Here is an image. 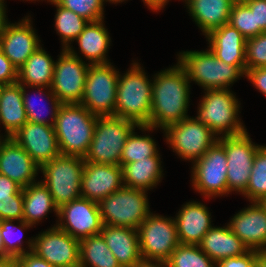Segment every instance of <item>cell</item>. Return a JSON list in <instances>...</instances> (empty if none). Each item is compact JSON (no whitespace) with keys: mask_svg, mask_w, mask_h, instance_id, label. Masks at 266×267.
<instances>
[{"mask_svg":"<svg viewBox=\"0 0 266 267\" xmlns=\"http://www.w3.org/2000/svg\"><path fill=\"white\" fill-rule=\"evenodd\" d=\"M154 76L150 127H137L144 132L153 131L157 127L164 130L188 117L190 81L185 70L177 63Z\"/></svg>","mask_w":266,"mask_h":267,"instance_id":"1","label":"cell"},{"mask_svg":"<svg viewBox=\"0 0 266 267\" xmlns=\"http://www.w3.org/2000/svg\"><path fill=\"white\" fill-rule=\"evenodd\" d=\"M139 63L123 76L119 74L115 116L134 121L138 126L150 127L152 107V82Z\"/></svg>","mask_w":266,"mask_h":267,"instance_id":"2","label":"cell"},{"mask_svg":"<svg viewBox=\"0 0 266 267\" xmlns=\"http://www.w3.org/2000/svg\"><path fill=\"white\" fill-rule=\"evenodd\" d=\"M97 117L80 103L60 106L53 127L61 155L85 157L93 138Z\"/></svg>","mask_w":266,"mask_h":267,"instance_id":"3","label":"cell"},{"mask_svg":"<svg viewBox=\"0 0 266 267\" xmlns=\"http://www.w3.org/2000/svg\"><path fill=\"white\" fill-rule=\"evenodd\" d=\"M178 64L185 70L190 83L194 81L204 90L229 89L245 75L237 66L219 60L210 49L180 52Z\"/></svg>","mask_w":266,"mask_h":267,"instance_id":"4","label":"cell"},{"mask_svg":"<svg viewBox=\"0 0 266 267\" xmlns=\"http://www.w3.org/2000/svg\"><path fill=\"white\" fill-rule=\"evenodd\" d=\"M138 125L118 116H98L85 162L119 165L128 136Z\"/></svg>","mask_w":266,"mask_h":267,"instance_id":"5","label":"cell"},{"mask_svg":"<svg viewBox=\"0 0 266 267\" xmlns=\"http://www.w3.org/2000/svg\"><path fill=\"white\" fill-rule=\"evenodd\" d=\"M205 91L196 118L217 136L221 134V136H236L245 133L247 129L238 118L240 105L232 91L229 89Z\"/></svg>","mask_w":266,"mask_h":267,"instance_id":"6","label":"cell"},{"mask_svg":"<svg viewBox=\"0 0 266 267\" xmlns=\"http://www.w3.org/2000/svg\"><path fill=\"white\" fill-rule=\"evenodd\" d=\"M85 160L79 156L60 155L44 163L40 170L44 175L43 184L58 209L81 197V178Z\"/></svg>","mask_w":266,"mask_h":267,"instance_id":"7","label":"cell"},{"mask_svg":"<svg viewBox=\"0 0 266 267\" xmlns=\"http://www.w3.org/2000/svg\"><path fill=\"white\" fill-rule=\"evenodd\" d=\"M146 193L123 185L101 200L98 206L103 225L138 229L151 213Z\"/></svg>","mask_w":266,"mask_h":267,"instance_id":"8","label":"cell"},{"mask_svg":"<svg viewBox=\"0 0 266 267\" xmlns=\"http://www.w3.org/2000/svg\"><path fill=\"white\" fill-rule=\"evenodd\" d=\"M119 72L111 65H89L80 104L97 116H115Z\"/></svg>","mask_w":266,"mask_h":267,"instance_id":"9","label":"cell"},{"mask_svg":"<svg viewBox=\"0 0 266 267\" xmlns=\"http://www.w3.org/2000/svg\"><path fill=\"white\" fill-rule=\"evenodd\" d=\"M142 259L167 262L180 244L174 218L150 213L138 229Z\"/></svg>","mask_w":266,"mask_h":267,"instance_id":"10","label":"cell"},{"mask_svg":"<svg viewBox=\"0 0 266 267\" xmlns=\"http://www.w3.org/2000/svg\"><path fill=\"white\" fill-rule=\"evenodd\" d=\"M166 141L173 152L194 163L218 141L217 135L196 117H186L164 129Z\"/></svg>","mask_w":266,"mask_h":267,"instance_id":"11","label":"cell"},{"mask_svg":"<svg viewBox=\"0 0 266 267\" xmlns=\"http://www.w3.org/2000/svg\"><path fill=\"white\" fill-rule=\"evenodd\" d=\"M89 65L83 62L71 45L62 49L54 65L51 85L52 92L62 104L80 103Z\"/></svg>","mask_w":266,"mask_h":267,"instance_id":"12","label":"cell"},{"mask_svg":"<svg viewBox=\"0 0 266 267\" xmlns=\"http://www.w3.org/2000/svg\"><path fill=\"white\" fill-rule=\"evenodd\" d=\"M191 178L192 186L206 198L228 194L227 156L219 140L193 163Z\"/></svg>","mask_w":266,"mask_h":267,"instance_id":"13","label":"cell"},{"mask_svg":"<svg viewBox=\"0 0 266 267\" xmlns=\"http://www.w3.org/2000/svg\"><path fill=\"white\" fill-rule=\"evenodd\" d=\"M227 156L228 194H243L250 180L253 160L261 145L252 142L248 132L236 136H218Z\"/></svg>","mask_w":266,"mask_h":267,"instance_id":"14","label":"cell"},{"mask_svg":"<svg viewBox=\"0 0 266 267\" xmlns=\"http://www.w3.org/2000/svg\"><path fill=\"white\" fill-rule=\"evenodd\" d=\"M29 250L56 267L79 266L80 241L56 225L35 239H29Z\"/></svg>","mask_w":266,"mask_h":267,"instance_id":"15","label":"cell"},{"mask_svg":"<svg viewBox=\"0 0 266 267\" xmlns=\"http://www.w3.org/2000/svg\"><path fill=\"white\" fill-rule=\"evenodd\" d=\"M56 226L77 240L101 233L103 222L98 203L80 197L58 209Z\"/></svg>","mask_w":266,"mask_h":267,"instance_id":"16","label":"cell"},{"mask_svg":"<svg viewBox=\"0 0 266 267\" xmlns=\"http://www.w3.org/2000/svg\"><path fill=\"white\" fill-rule=\"evenodd\" d=\"M41 167L61 155L53 126L27 122L12 137Z\"/></svg>","mask_w":266,"mask_h":267,"instance_id":"17","label":"cell"},{"mask_svg":"<svg viewBox=\"0 0 266 267\" xmlns=\"http://www.w3.org/2000/svg\"><path fill=\"white\" fill-rule=\"evenodd\" d=\"M122 186L121 166L85 162L81 178V197L99 203Z\"/></svg>","mask_w":266,"mask_h":267,"instance_id":"18","label":"cell"},{"mask_svg":"<svg viewBox=\"0 0 266 267\" xmlns=\"http://www.w3.org/2000/svg\"><path fill=\"white\" fill-rule=\"evenodd\" d=\"M28 17L16 24L9 22L0 33V50L17 69L40 46L38 35L35 33L31 19Z\"/></svg>","mask_w":266,"mask_h":267,"instance_id":"19","label":"cell"},{"mask_svg":"<svg viewBox=\"0 0 266 267\" xmlns=\"http://www.w3.org/2000/svg\"><path fill=\"white\" fill-rule=\"evenodd\" d=\"M251 204L234 215L228 225L249 250L266 252V209L260 202Z\"/></svg>","mask_w":266,"mask_h":267,"instance_id":"20","label":"cell"},{"mask_svg":"<svg viewBox=\"0 0 266 267\" xmlns=\"http://www.w3.org/2000/svg\"><path fill=\"white\" fill-rule=\"evenodd\" d=\"M40 167L11 137L0 142V174L17 183L21 188L35 183Z\"/></svg>","mask_w":266,"mask_h":267,"instance_id":"21","label":"cell"},{"mask_svg":"<svg viewBox=\"0 0 266 267\" xmlns=\"http://www.w3.org/2000/svg\"><path fill=\"white\" fill-rule=\"evenodd\" d=\"M209 49L221 61L246 72V38L229 23L206 35Z\"/></svg>","mask_w":266,"mask_h":267,"instance_id":"22","label":"cell"},{"mask_svg":"<svg viewBox=\"0 0 266 267\" xmlns=\"http://www.w3.org/2000/svg\"><path fill=\"white\" fill-rule=\"evenodd\" d=\"M206 205L191 201L182 206L174 218L180 244L198 245L212 227Z\"/></svg>","mask_w":266,"mask_h":267,"instance_id":"23","label":"cell"},{"mask_svg":"<svg viewBox=\"0 0 266 267\" xmlns=\"http://www.w3.org/2000/svg\"><path fill=\"white\" fill-rule=\"evenodd\" d=\"M101 234L121 267H133L142 259L137 229L103 225Z\"/></svg>","mask_w":266,"mask_h":267,"instance_id":"24","label":"cell"},{"mask_svg":"<svg viewBox=\"0 0 266 267\" xmlns=\"http://www.w3.org/2000/svg\"><path fill=\"white\" fill-rule=\"evenodd\" d=\"M198 246L215 263L230 257L241 256L249 251L228 224L226 227L212 226Z\"/></svg>","mask_w":266,"mask_h":267,"instance_id":"25","label":"cell"},{"mask_svg":"<svg viewBox=\"0 0 266 267\" xmlns=\"http://www.w3.org/2000/svg\"><path fill=\"white\" fill-rule=\"evenodd\" d=\"M187 9L206 36L212 30L229 22L232 5L236 0H184Z\"/></svg>","mask_w":266,"mask_h":267,"instance_id":"26","label":"cell"},{"mask_svg":"<svg viewBox=\"0 0 266 267\" xmlns=\"http://www.w3.org/2000/svg\"><path fill=\"white\" fill-rule=\"evenodd\" d=\"M28 122L23 105L22 85L19 82L2 85L0 89V123L6 130L4 137H12Z\"/></svg>","mask_w":266,"mask_h":267,"instance_id":"27","label":"cell"},{"mask_svg":"<svg viewBox=\"0 0 266 267\" xmlns=\"http://www.w3.org/2000/svg\"><path fill=\"white\" fill-rule=\"evenodd\" d=\"M75 40L78 42L81 54L90 61V65L111 63L106 57L111 39L103 19L88 22Z\"/></svg>","mask_w":266,"mask_h":267,"instance_id":"28","label":"cell"},{"mask_svg":"<svg viewBox=\"0 0 266 267\" xmlns=\"http://www.w3.org/2000/svg\"><path fill=\"white\" fill-rule=\"evenodd\" d=\"M122 167L123 185L148 191L153 189L163 177L160 156L147 157Z\"/></svg>","mask_w":266,"mask_h":267,"instance_id":"29","label":"cell"},{"mask_svg":"<svg viewBox=\"0 0 266 267\" xmlns=\"http://www.w3.org/2000/svg\"><path fill=\"white\" fill-rule=\"evenodd\" d=\"M55 62L39 46L18 69V82L27 87H51Z\"/></svg>","mask_w":266,"mask_h":267,"instance_id":"30","label":"cell"},{"mask_svg":"<svg viewBox=\"0 0 266 267\" xmlns=\"http://www.w3.org/2000/svg\"><path fill=\"white\" fill-rule=\"evenodd\" d=\"M51 210L58 216V207L42 180L23 188V221L35 226Z\"/></svg>","mask_w":266,"mask_h":267,"instance_id":"31","label":"cell"},{"mask_svg":"<svg viewBox=\"0 0 266 267\" xmlns=\"http://www.w3.org/2000/svg\"><path fill=\"white\" fill-rule=\"evenodd\" d=\"M79 265L83 267H121L101 233L80 240Z\"/></svg>","mask_w":266,"mask_h":267,"instance_id":"32","label":"cell"},{"mask_svg":"<svg viewBox=\"0 0 266 267\" xmlns=\"http://www.w3.org/2000/svg\"><path fill=\"white\" fill-rule=\"evenodd\" d=\"M23 220V188L0 174V221Z\"/></svg>","mask_w":266,"mask_h":267,"instance_id":"33","label":"cell"},{"mask_svg":"<svg viewBox=\"0 0 266 267\" xmlns=\"http://www.w3.org/2000/svg\"><path fill=\"white\" fill-rule=\"evenodd\" d=\"M57 8L55 14V27L62 40V48L67 49L84 30L89 21L73 11L60 6L55 0H48Z\"/></svg>","mask_w":266,"mask_h":267,"instance_id":"34","label":"cell"},{"mask_svg":"<svg viewBox=\"0 0 266 267\" xmlns=\"http://www.w3.org/2000/svg\"><path fill=\"white\" fill-rule=\"evenodd\" d=\"M156 142L149 135L139 136L133 130L123 147L120 166L133 163L147 157L159 156Z\"/></svg>","mask_w":266,"mask_h":267,"instance_id":"35","label":"cell"},{"mask_svg":"<svg viewBox=\"0 0 266 267\" xmlns=\"http://www.w3.org/2000/svg\"><path fill=\"white\" fill-rule=\"evenodd\" d=\"M243 195L251 202H260L266 197V146L261 145L257 149L250 180Z\"/></svg>","mask_w":266,"mask_h":267,"instance_id":"36","label":"cell"},{"mask_svg":"<svg viewBox=\"0 0 266 267\" xmlns=\"http://www.w3.org/2000/svg\"><path fill=\"white\" fill-rule=\"evenodd\" d=\"M26 86L25 85H22V97H23V105H24V108L26 110V114H27V119L29 122H33V123H38V124H42V125H49V126H54V123H55V119L57 117V113H58V110L60 108V106L62 105V103L58 100V98L54 95V93L52 92L51 90V87H30V88H36L38 93H39V97L41 98L43 95L49 99L50 103H51V113H50V116H51V122L50 120H47L45 117H42V111L43 108L46 109V106L45 104H43V107L42 108H38V110L35 108V103L33 100H32V97L27 94L26 92ZM47 88L48 91L47 93L43 92L42 89H45ZM43 94V95H42ZM47 94V95H46ZM37 99V95L35 97ZM42 99V98H41ZM44 100V98L42 99ZM48 114V113H47Z\"/></svg>","mask_w":266,"mask_h":267,"instance_id":"37","label":"cell"},{"mask_svg":"<svg viewBox=\"0 0 266 267\" xmlns=\"http://www.w3.org/2000/svg\"><path fill=\"white\" fill-rule=\"evenodd\" d=\"M167 265L168 267H215L216 263L198 245L179 244L172 252Z\"/></svg>","mask_w":266,"mask_h":267,"instance_id":"38","label":"cell"},{"mask_svg":"<svg viewBox=\"0 0 266 267\" xmlns=\"http://www.w3.org/2000/svg\"><path fill=\"white\" fill-rule=\"evenodd\" d=\"M228 23L246 39L259 35V27H255L254 12L242 0H236L232 5Z\"/></svg>","mask_w":266,"mask_h":267,"instance_id":"39","label":"cell"},{"mask_svg":"<svg viewBox=\"0 0 266 267\" xmlns=\"http://www.w3.org/2000/svg\"><path fill=\"white\" fill-rule=\"evenodd\" d=\"M14 220H1V238H2V245L4 248V259L11 258L15 260L17 257L22 256L25 254V248L22 247V238H18V240H14L12 236L15 232L14 229L17 227L19 231L28 229L33 225L26 223L23 220L19 221V226L13 225ZM17 229V230H18ZM23 236V235H22ZM17 241V242H16ZM20 242V243H19Z\"/></svg>","mask_w":266,"mask_h":267,"instance_id":"40","label":"cell"},{"mask_svg":"<svg viewBox=\"0 0 266 267\" xmlns=\"http://www.w3.org/2000/svg\"><path fill=\"white\" fill-rule=\"evenodd\" d=\"M60 6L75 12L89 22L104 18L103 0H55Z\"/></svg>","mask_w":266,"mask_h":267,"instance_id":"41","label":"cell"},{"mask_svg":"<svg viewBox=\"0 0 266 267\" xmlns=\"http://www.w3.org/2000/svg\"><path fill=\"white\" fill-rule=\"evenodd\" d=\"M246 71L266 67V32L246 39Z\"/></svg>","mask_w":266,"mask_h":267,"instance_id":"42","label":"cell"},{"mask_svg":"<svg viewBox=\"0 0 266 267\" xmlns=\"http://www.w3.org/2000/svg\"><path fill=\"white\" fill-rule=\"evenodd\" d=\"M254 12L255 27L259 34L266 32V0H242Z\"/></svg>","mask_w":266,"mask_h":267,"instance_id":"43","label":"cell"},{"mask_svg":"<svg viewBox=\"0 0 266 267\" xmlns=\"http://www.w3.org/2000/svg\"><path fill=\"white\" fill-rule=\"evenodd\" d=\"M260 252L249 250L237 257H230L216 263V267H254L255 259Z\"/></svg>","mask_w":266,"mask_h":267,"instance_id":"44","label":"cell"},{"mask_svg":"<svg viewBox=\"0 0 266 267\" xmlns=\"http://www.w3.org/2000/svg\"><path fill=\"white\" fill-rule=\"evenodd\" d=\"M18 82V69L0 50V83L2 85Z\"/></svg>","mask_w":266,"mask_h":267,"instance_id":"45","label":"cell"},{"mask_svg":"<svg viewBox=\"0 0 266 267\" xmlns=\"http://www.w3.org/2000/svg\"><path fill=\"white\" fill-rule=\"evenodd\" d=\"M245 77L250 80L256 89L266 96V67L247 70Z\"/></svg>","mask_w":266,"mask_h":267,"instance_id":"46","label":"cell"},{"mask_svg":"<svg viewBox=\"0 0 266 267\" xmlns=\"http://www.w3.org/2000/svg\"><path fill=\"white\" fill-rule=\"evenodd\" d=\"M20 267H56L48 263L45 259L37 256L32 251L26 252L14 260Z\"/></svg>","mask_w":266,"mask_h":267,"instance_id":"47","label":"cell"},{"mask_svg":"<svg viewBox=\"0 0 266 267\" xmlns=\"http://www.w3.org/2000/svg\"><path fill=\"white\" fill-rule=\"evenodd\" d=\"M133 267H168L167 262L141 259Z\"/></svg>","mask_w":266,"mask_h":267,"instance_id":"48","label":"cell"},{"mask_svg":"<svg viewBox=\"0 0 266 267\" xmlns=\"http://www.w3.org/2000/svg\"><path fill=\"white\" fill-rule=\"evenodd\" d=\"M143 2L148 6L149 9L157 12L164 8L169 0H143Z\"/></svg>","mask_w":266,"mask_h":267,"instance_id":"49","label":"cell"},{"mask_svg":"<svg viewBox=\"0 0 266 267\" xmlns=\"http://www.w3.org/2000/svg\"><path fill=\"white\" fill-rule=\"evenodd\" d=\"M4 0H0V33L5 29V27L7 26L8 19L6 18V8L4 5ZM7 19V20H6Z\"/></svg>","mask_w":266,"mask_h":267,"instance_id":"50","label":"cell"},{"mask_svg":"<svg viewBox=\"0 0 266 267\" xmlns=\"http://www.w3.org/2000/svg\"><path fill=\"white\" fill-rule=\"evenodd\" d=\"M254 267H266V252L257 255Z\"/></svg>","mask_w":266,"mask_h":267,"instance_id":"51","label":"cell"},{"mask_svg":"<svg viewBox=\"0 0 266 267\" xmlns=\"http://www.w3.org/2000/svg\"><path fill=\"white\" fill-rule=\"evenodd\" d=\"M14 262L11 258L0 259V267H10Z\"/></svg>","mask_w":266,"mask_h":267,"instance_id":"52","label":"cell"},{"mask_svg":"<svg viewBox=\"0 0 266 267\" xmlns=\"http://www.w3.org/2000/svg\"><path fill=\"white\" fill-rule=\"evenodd\" d=\"M0 233H1V221H0ZM0 259H4V248L2 245L1 234H0Z\"/></svg>","mask_w":266,"mask_h":267,"instance_id":"53","label":"cell"},{"mask_svg":"<svg viewBox=\"0 0 266 267\" xmlns=\"http://www.w3.org/2000/svg\"><path fill=\"white\" fill-rule=\"evenodd\" d=\"M104 2L106 1H108V2H111V3H120V2H123V1H125V0H103Z\"/></svg>","mask_w":266,"mask_h":267,"instance_id":"54","label":"cell"},{"mask_svg":"<svg viewBox=\"0 0 266 267\" xmlns=\"http://www.w3.org/2000/svg\"><path fill=\"white\" fill-rule=\"evenodd\" d=\"M260 203L262 204V206L266 209V197L263 198Z\"/></svg>","mask_w":266,"mask_h":267,"instance_id":"55","label":"cell"},{"mask_svg":"<svg viewBox=\"0 0 266 267\" xmlns=\"http://www.w3.org/2000/svg\"><path fill=\"white\" fill-rule=\"evenodd\" d=\"M10 267H20L16 262H14Z\"/></svg>","mask_w":266,"mask_h":267,"instance_id":"56","label":"cell"}]
</instances>
